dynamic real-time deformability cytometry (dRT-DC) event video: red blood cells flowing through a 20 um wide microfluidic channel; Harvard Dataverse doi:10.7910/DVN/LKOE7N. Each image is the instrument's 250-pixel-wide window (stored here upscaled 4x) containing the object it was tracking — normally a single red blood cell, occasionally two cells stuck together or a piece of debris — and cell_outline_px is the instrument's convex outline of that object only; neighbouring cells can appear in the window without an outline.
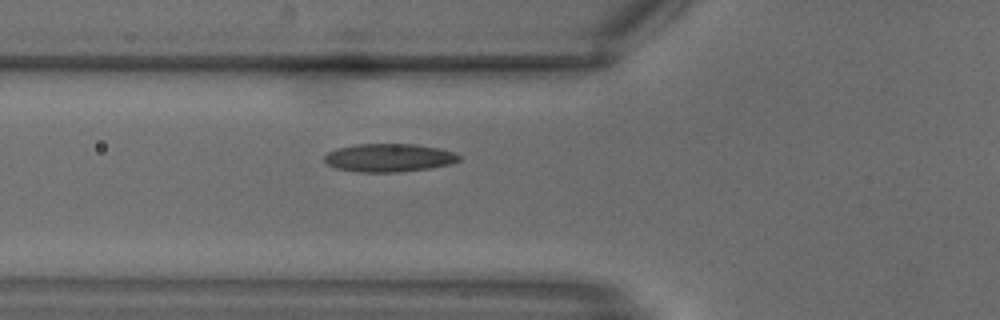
{"species": "common noctule bat (a hibernating species)", "species_latin": "Nyctalus noctula", "temperature_condition": "warm", "stored_images_in_passage": 8, "camera_frame_rate_fps": 3000, "um_per_image_px": 0.085, "animal": {"sex": "male", "body_mass_g": 18.8}, "frame": {"image": 1, "passage_image": 6, "time_ms": 1.667, "image_size_px": [1000, 320], "cell_outline_px": [[460, 160], [452, 164], [432, 168], [400, 172], [356, 172], [336, 168], [328, 164], [324, 160], [324, 156], [328, 152], [336, 148], [356, 144], [416, 144], [436, 148], [452, 152], [460, 156]], "centroid_in_image_um": [33.05, 13.41], "position_along_channel_um": 92.8, "area_um2": 22.2}}
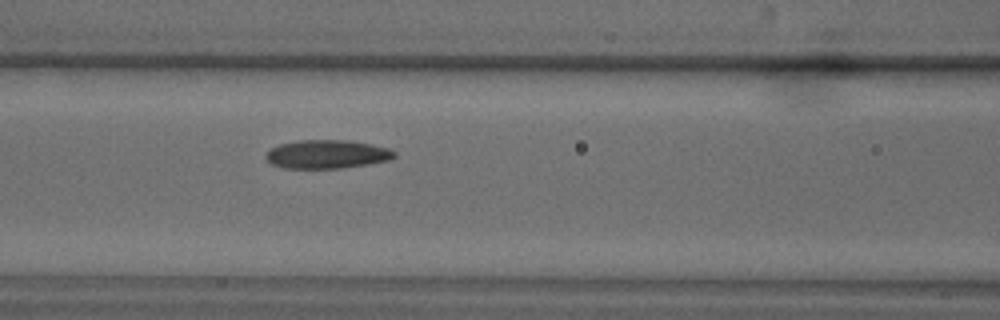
{"frame": {"image": 2, "passage_image": 8, "time_ms": 2.333, "image_size_px": [1000, 320], "cell_outline_px": [[396, 156], [388, 160], [368, 164], [344, 168], [284, 168], [272, 164], [264, 156], [272, 148], [280, 144], [296, 140], [348, 140], [372, 144], [388, 148], [396, 152]], "centroid_in_image_um": [27.81, 13.1], "position_along_channel_um": 138.8, "area_um2": 21.39}}